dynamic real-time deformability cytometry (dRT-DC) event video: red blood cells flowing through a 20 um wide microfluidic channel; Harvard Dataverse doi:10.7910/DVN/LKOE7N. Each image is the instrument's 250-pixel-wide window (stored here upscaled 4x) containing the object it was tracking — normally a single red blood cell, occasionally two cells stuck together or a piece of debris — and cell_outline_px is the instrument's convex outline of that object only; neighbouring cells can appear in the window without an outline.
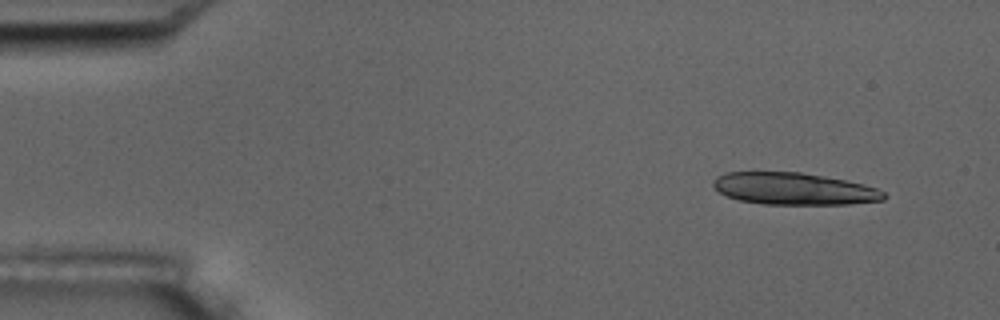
{"species": "common noctule bat (a hibernating species)", "species_latin": "Nyctalus noctula", "temperature_condition": "room temperature", "stored_images_in_passage": 8, "camera_frame_rate_fps": 3000, "um_per_image_px": 0.085, "animal": {"sex": "male", "body_mass_g": 17.5, "forearm_length_mm": 52.3}, "frame": {"image": 1, "passage_image": 1, "time_ms": 0.0, "image_size_px": [1000, 320], "cell_outline_px": [[888, 196], [884, 200], [848, 204], [764, 204], [740, 200], [728, 196], [720, 192], [712, 184], [712, 180], [716, 176], [724, 172], [800, 172], [824, 176], [864, 184], [876, 188], [884, 192]], "centroid_in_image_um": [67.49, 16.04], "position_along_channel_um": 17.5, "area_um2": 31.79}}
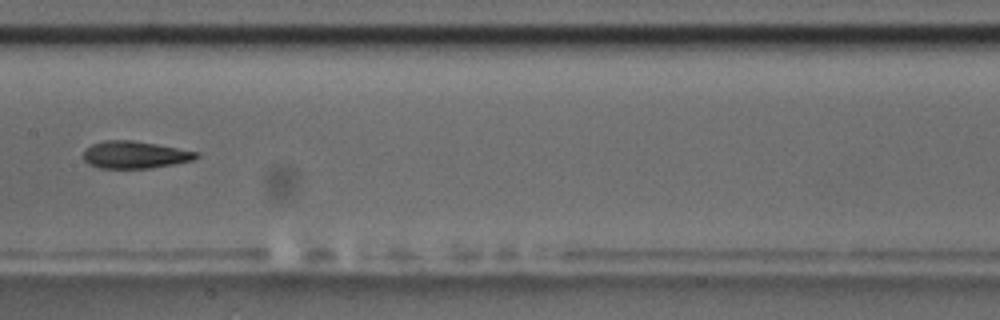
{"frame": {"image": 2, "passage_image": 7, "time_ms": 8.0, "image_size_px": [1000, 320], "cell_outline_px": [[200, 156], [192, 160], [176, 164], [152, 168], [100, 168], [88, 164], [84, 160], [84, 152], [92, 144], [104, 140], [132, 140], [156, 144], [200, 152]], "centroid_in_image_um": [11.5, 13.16], "position_along_channel_um": 195.9, "area_um2": 17.98}}
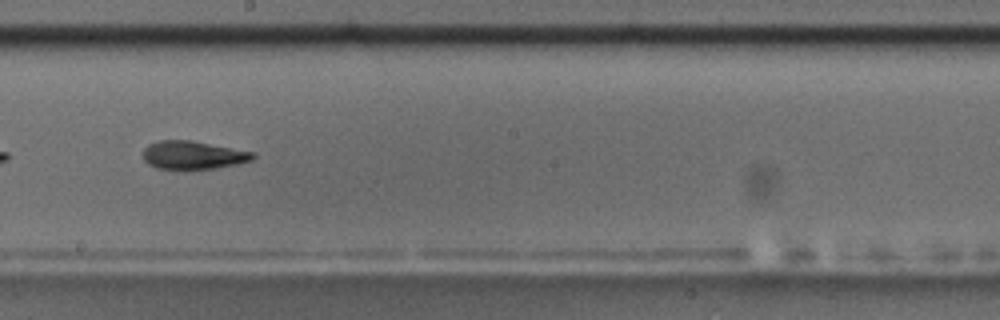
{"frame": {"image": 3, "passage_image": 8, "time_ms": 9.0, "image_size_px": [1000, 320], "cell_outline_px": [[256, 156], [252, 160], [236, 164], [216, 168], [184, 172], [156, 168], [148, 164], [144, 160], [144, 148], [148, 144], [160, 140], [192, 140], [256, 152]], "centroid_in_image_um": [16.41, 13.22], "position_along_channel_um": 231.8, "area_um2": 18.84}}